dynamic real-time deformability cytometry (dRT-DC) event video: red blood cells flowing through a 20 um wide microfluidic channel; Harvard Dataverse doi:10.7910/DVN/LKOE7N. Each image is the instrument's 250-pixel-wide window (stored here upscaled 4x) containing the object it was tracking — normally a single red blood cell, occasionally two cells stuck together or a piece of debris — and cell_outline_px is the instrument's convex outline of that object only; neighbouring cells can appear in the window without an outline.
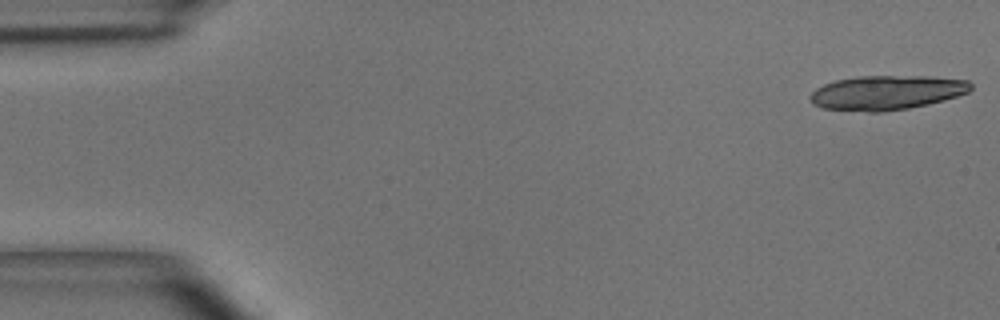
{"species": "common noctule bat (a hibernating species)", "species_latin": "Nyctalus noctula", "temperature_condition": "room temperature", "stored_images_in_passage": 17, "camera_frame_rate_fps": 3000, "um_per_image_px": 0.085, "animal": {"sex": "male", "body_mass_g": 15.6}, "frame": {"image": 1, "passage_image": 1, "time_ms": 0.0, "image_size_px": [1000, 320], "cell_outline_px": [[972, 88], [968, 92], [944, 100], [928, 104], [908, 108], [884, 112], [868, 112], [824, 108], [812, 104], [808, 96], [816, 88], [824, 84], [836, 80], [856, 76], [928, 76], [968, 80], [972, 84]], "centroid_in_image_um": [75.35, 7.87], "position_along_channel_um": 9.6, "area_um2": 32.31}}